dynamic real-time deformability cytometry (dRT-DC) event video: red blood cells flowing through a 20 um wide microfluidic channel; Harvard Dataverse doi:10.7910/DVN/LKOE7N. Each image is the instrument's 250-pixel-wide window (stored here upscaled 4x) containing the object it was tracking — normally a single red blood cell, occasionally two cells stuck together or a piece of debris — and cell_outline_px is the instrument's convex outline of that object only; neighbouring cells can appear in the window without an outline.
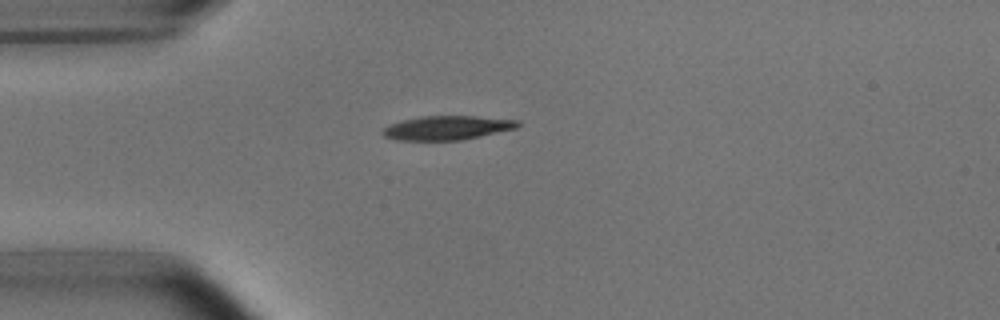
{"species": "common noctule bat (a hibernating species)", "species_latin": "Nyctalus noctula", "temperature_condition": "room temperature", "stored_images_in_passage": 40, "camera_frame_rate_fps": 3000, "um_per_image_px": 0.085, "animal": {"sex": "male", "body_mass_g": 15.6}, "frame": {"image": 1, "passage_image": 1, "time_ms": 0.0, "image_size_px": [1000, 320], "cell_outline_px": [[520, 124], [516, 128], [480, 136], [460, 140], [396, 140], [384, 136], [380, 132], [388, 124], [420, 116], [472, 116], [520, 120]], "centroid_in_image_um": [37.97, 10.86], "position_along_channel_um": 47.0, "area_um2": 18.84}}
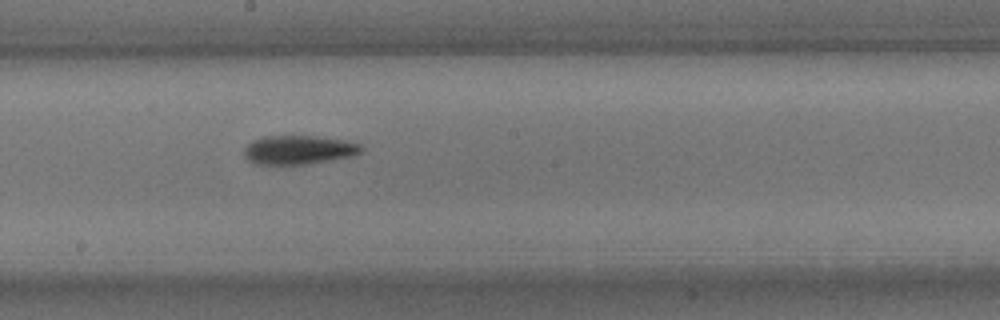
{"frame": {"image": 2, "passage_image": 16, "time_ms": 5.0, "image_size_px": [1000, 320], "cell_outline_px": [[364, 152], [356, 156], [332, 160], [304, 164], [256, 164], [248, 160], [244, 156], [244, 148], [252, 140], [264, 136], [312, 136], [344, 140], [360, 144], [364, 148]], "centroid_in_image_um": [25.43, 12.74], "position_along_channel_um": 222.8, "area_um2": 19.88}}
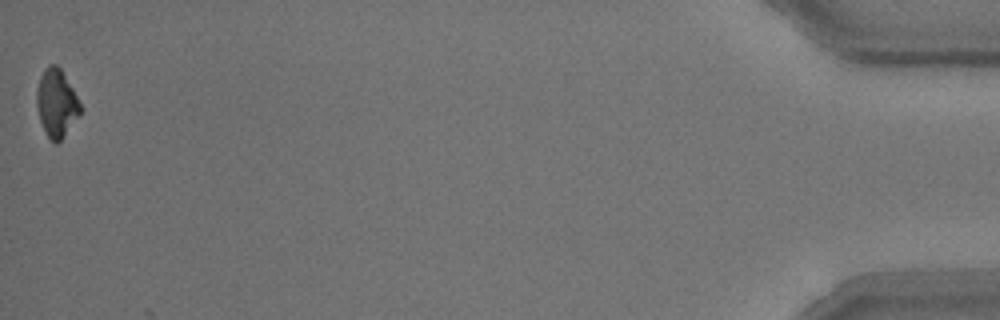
{"frame": {"image": 3, "passage_image": 40, "time_ms": 13.0, "image_size_px": [1000, 320], "cell_outline_px": [[80, 112], [60, 140], [56, 144], [48, 136], [40, 120], [36, 104], [36, 92], [40, 76], [44, 68], [48, 64], [56, 64], [60, 68], [72, 88], [80, 104]], "centroid_in_image_um": [4.76, 8.71], "position_along_channel_um": 430.4, "area_um2": 16.7}, "authors_computed_cell_mechanics": {"area_um2": 18.9295, "velocity_mm_per_s": 3.7643, "shape_relaxation_time_tau1_ms": 2.4248, "shape_relaxation_time_tau2_ms": 7.3243, "deformation_change_tau1": 0.1187, "deformation_change_tau2": 0.1591}}